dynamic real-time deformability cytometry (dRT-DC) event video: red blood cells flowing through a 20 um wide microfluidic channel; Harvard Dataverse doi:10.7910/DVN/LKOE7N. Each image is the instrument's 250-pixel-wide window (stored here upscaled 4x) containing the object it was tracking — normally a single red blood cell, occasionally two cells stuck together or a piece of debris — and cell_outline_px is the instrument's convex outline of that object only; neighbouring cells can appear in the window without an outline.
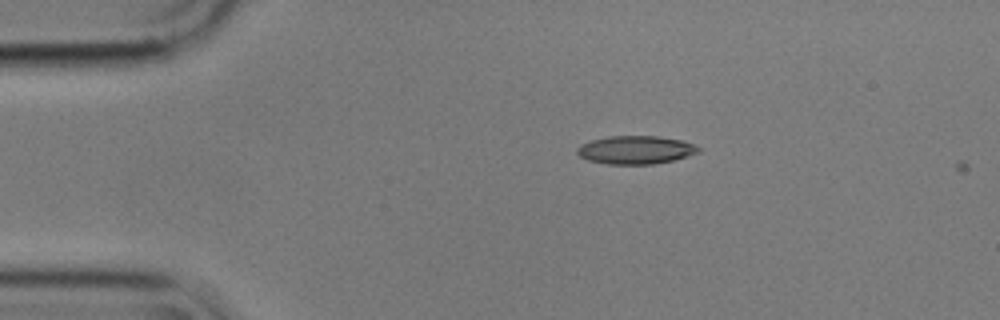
{"species": "common noctule bat (a hibernating species)", "species_latin": "Nyctalus noctula", "temperature_condition": "cold", "stored_images_in_passage": 3, "camera_frame_rate_fps": 3000, "um_per_image_px": 0.085, "animal": {"sex": "male", "body_mass_g": 17.9}, "frame": {"image": 1, "passage_image": 2, "time_ms": 0.333, "image_size_px": [1000, 320], "cell_outline_px": [[700, 152], [672, 160], [652, 164], [608, 164], [588, 160], [580, 156], [576, 152], [576, 148], [580, 144], [592, 140], [608, 136], [660, 136], [684, 140], [700, 148]], "centroid_in_image_um": [54.01, 12.73], "position_along_channel_um": 31.0, "area_um2": 19.94}}